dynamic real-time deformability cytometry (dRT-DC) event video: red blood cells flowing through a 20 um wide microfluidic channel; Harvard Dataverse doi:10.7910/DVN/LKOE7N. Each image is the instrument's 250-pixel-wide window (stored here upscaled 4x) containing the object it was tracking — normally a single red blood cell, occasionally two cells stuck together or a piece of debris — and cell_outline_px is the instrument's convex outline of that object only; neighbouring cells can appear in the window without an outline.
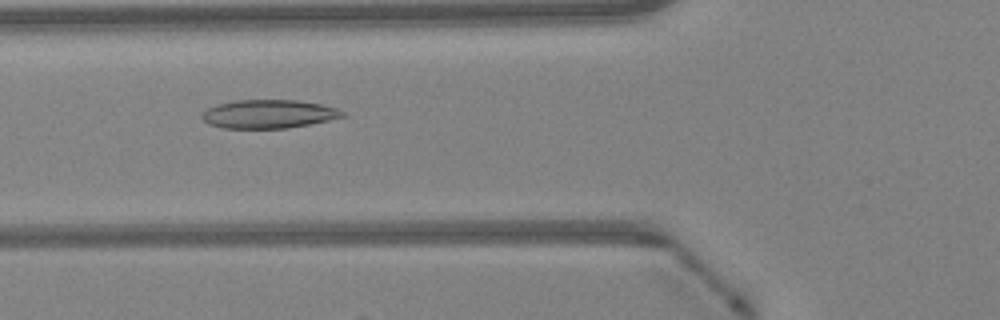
{"species": "Egyptian fruit bat (a non-hibernating species)", "species_latin": "Rousettus aegyptiacus", "temperature_condition": "warm", "stored_images_in_passage": 36, "camera_frame_rate_fps": 3000, "um_per_image_px": 0.085, "animal": {"sex": "female"}, "frame": {"image": 1, "passage_image": 6, "time_ms": 1.667, "image_size_px": [1000, 320], "cell_outline_px": [[348, 116], [288, 128], [220, 128], [208, 124], [200, 116], [208, 108], [220, 104], [236, 100], [300, 100], [320, 104], [336, 108], [344, 112]], "centroid_in_image_um": [22.84, 9.69], "position_along_channel_um": 103.0, "area_um2": 23.29}}
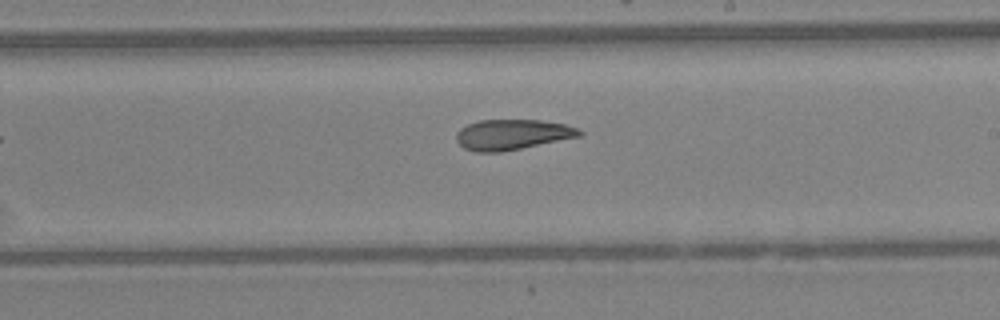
{"frame": {"image": 2, "passage_image": 16, "time_ms": 5.0, "image_size_px": [1000, 320], "cell_outline_px": [[584, 132], [580, 136], [500, 152], [476, 152], [464, 148], [456, 140], [456, 132], [460, 128], [468, 124], [480, 120], [540, 120], [564, 124], [580, 128]], "centroid_in_image_um": [43.53, 11.43], "position_along_channel_um": 245.5, "area_um2": 21.68}}
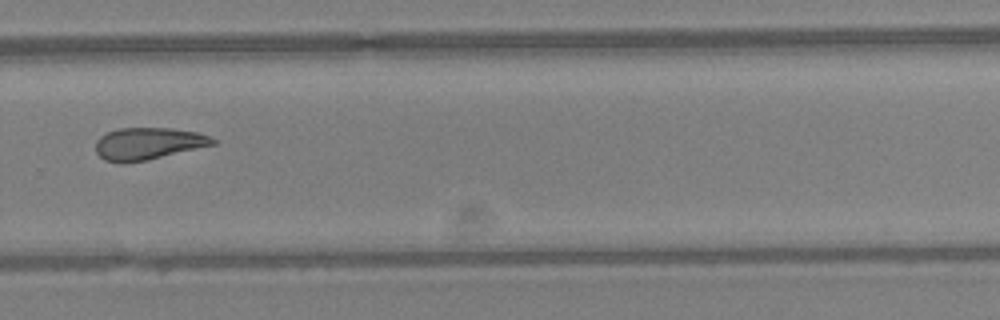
{"frame": {"image": 3, "passage_image": 21, "time_ms": 6.667, "image_size_px": [1000, 320], "cell_outline_px": [[216, 144], [148, 160], [120, 164], [104, 160], [96, 152], [96, 140], [100, 136], [108, 132], [120, 128], [172, 128], [196, 132], [208, 136], [216, 140]], "centroid_in_image_um": [12.57, 12.22], "position_along_channel_um": 317.2, "area_um2": 21.96}, "authors_computed_cell_mechanics": {"area_um2": 22.8599, "velocity_mm_per_s": 4.3045, "shape_relaxation_time_tau1_ms": null, "shape_relaxation_time_tau2_ms": 6.9501, "deformation_change_tau1": null, "deformation_change_tau2": 0.1585}}